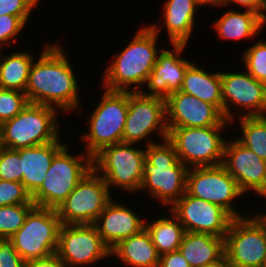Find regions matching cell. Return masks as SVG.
I'll return each instance as SVG.
<instances>
[{"label":"cell","mask_w":266,"mask_h":267,"mask_svg":"<svg viewBox=\"0 0 266 267\" xmlns=\"http://www.w3.org/2000/svg\"><path fill=\"white\" fill-rule=\"evenodd\" d=\"M158 267H190L179 250L160 256Z\"/></svg>","instance_id":"cell-38"},{"label":"cell","mask_w":266,"mask_h":267,"mask_svg":"<svg viewBox=\"0 0 266 267\" xmlns=\"http://www.w3.org/2000/svg\"><path fill=\"white\" fill-rule=\"evenodd\" d=\"M255 220L263 227V229L266 231V213L263 214L262 212L260 213H255L252 215Z\"/></svg>","instance_id":"cell-42"},{"label":"cell","mask_w":266,"mask_h":267,"mask_svg":"<svg viewBox=\"0 0 266 267\" xmlns=\"http://www.w3.org/2000/svg\"><path fill=\"white\" fill-rule=\"evenodd\" d=\"M221 81L226 120L233 122L235 119L231 106L241 107L242 113L237 117L266 116V84L256 80L246 70L244 73L221 72Z\"/></svg>","instance_id":"cell-15"},{"label":"cell","mask_w":266,"mask_h":267,"mask_svg":"<svg viewBox=\"0 0 266 267\" xmlns=\"http://www.w3.org/2000/svg\"><path fill=\"white\" fill-rule=\"evenodd\" d=\"M242 137L237 140L266 161V116L237 117Z\"/></svg>","instance_id":"cell-29"},{"label":"cell","mask_w":266,"mask_h":267,"mask_svg":"<svg viewBox=\"0 0 266 267\" xmlns=\"http://www.w3.org/2000/svg\"><path fill=\"white\" fill-rule=\"evenodd\" d=\"M28 103L25 92L0 88V125L18 115Z\"/></svg>","instance_id":"cell-32"},{"label":"cell","mask_w":266,"mask_h":267,"mask_svg":"<svg viewBox=\"0 0 266 267\" xmlns=\"http://www.w3.org/2000/svg\"><path fill=\"white\" fill-rule=\"evenodd\" d=\"M56 254L66 267H80L111 257V249L103 242L94 224H62Z\"/></svg>","instance_id":"cell-14"},{"label":"cell","mask_w":266,"mask_h":267,"mask_svg":"<svg viewBox=\"0 0 266 267\" xmlns=\"http://www.w3.org/2000/svg\"><path fill=\"white\" fill-rule=\"evenodd\" d=\"M57 113L53 107L28 103L18 115L0 125L1 146L19 149L56 141L61 134Z\"/></svg>","instance_id":"cell-4"},{"label":"cell","mask_w":266,"mask_h":267,"mask_svg":"<svg viewBox=\"0 0 266 267\" xmlns=\"http://www.w3.org/2000/svg\"><path fill=\"white\" fill-rule=\"evenodd\" d=\"M64 50L55 43L43 47L32 63L25 94L29 103L50 106L65 112L80 106L78 82Z\"/></svg>","instance_id":"cell-1"},{"label":"cell","mask_w":266,"mask_h":267,"mask_svg":"<svg viewBox=\"0 0 266 267\" xmlns=\"http://www.w3.org/2000/svg\"><path fill=\"white\" fill-rule=\"evenodd\" d=\"M229 3L244 6L246 10L259 13L262 17L266 10V0H224L223 7Z\"/></svg>","instance_id":"cell-39"},{"label":"cell","mask_w":266,"mask_h":267,"mask_svg":"<svg viewBox=\"0 0 266 267\" xmlns=\"http://www.w3.org/2000/svg\"><path fill=\"white\" fill-rule=\"evenodd\" d=\"M21 159L16 149L1 147L0 149V179L22 183Z\"/></svg>","instance_id":"cell-34"},{"label":"cell","mask_w":266,"mask_h":267,"mask_svg":"<svg viewBox=\"0 0 266 267\" xmlns=\"http://www.w3.org/2000/svg\"><path fill=\"white\" fill-rule=\"evenodd\" d=\"M186 191L194 197L222 207L233 218L246 216L239 213L232 204L244 193L222 164L193 169L190 167L187 172Z\"/></svg>","instance_id":"cell-12"},{"label":"cell","mask_w":266,"mask_h":267,"mask_svg":"<svg viewBox=\"0 0 266 267\" xmlns=\"http://www.w3.org/2000/svg\"><path fill=\"white\" fill-rule=\"evenodd\" d=\"M154 132L162 140L168 137L165 99L146 96L141 92H128V113L123 131V142L137 144L146 139V146H148L156 143L147 139Z\"/></svg>","instance_id":"cell-13"},{"label":"cell","mask_w":266,"mask_h":267,"mask_svg":"<svg viewBox=\"0 0 266 267\" xmlns=\"http://www.w3.org/2000/svg\"><path fill=\"white\" fill-rule=\"evenodd\" d=\"M160 143L145 147L143 181L139 191L147 189L150 196L171 207L186 193L189 168L178 158L167 138Z\"/></svg>","instance_id":"cell-3"},{"label":"cell","mask_w":266,"mask_h":267,"mask_svg":"<svg viewBox=\"0 0 266 267\" xmlns=\"http://www.w3.org/2000/svg\"><path fill=\"white\" fill-rule=\"evenodd\" d=\"M125 265L133 267H158L160 255L149 232L144 228L139 233L121 240L111 249Z\"/></svg>","instance_id":"cell-25"},{"label":"cell","mask_w":266,"mask_h":267,"mask_svg":"<svg viewBox=\"0 0 266 267\" xmlns=\"http://www.w3.org/2000/svg\"><path fill=\"white\" fill-rule=\"evenodd\" d=\"M158 25L143 26L126 48L112 56L102 76L103 88L109 91L141 92L157 61ZM132 85L133 88H132ZM132 88V89H130Z\"/></svg>","instance_id":"cell-2"},{"label":"cell","mask_w":266,"mask_h":267,"mask_svg":"<svg viewBox=\"0 0 266 267\" xmlns=\"http://www.w3.org/2000/svg\"><path fill=\"white\" fill-rule=\"evenodd\" d=\"M180 91L215 105L223 113L221 72H207L192 63L184 74Z\"/></svg>","instance_id":"cell-24"},{"label":"cell","mask_w":266,"mask_h":267,"mask_svg":"<svg viewBox=\"0 0 266 267\" xmlns=\"http://www.w3.org/2000/svg\"><path fill=\"white\" fill-rule=\"evenodd\" d=\"M26 24L18 17L13 15H4L0 17V49L4 44L7 45L12 40L16 42L19 32L24 29ZM7 43V44H6ZM2 45V46H1Z\"/></svg>","instance_id":"cell-36"},{"label":"cell","mask_w":266,"mask_h":267,"mask_svg":"<svg viewBox=\"0 0 266 267\" xmlns=\"http://www.w3.org/2000/svg\"><path fill=\"white\" fill-rule=\"evenodd\" d=\"M198 5L202 8L205 5H213V6H222L224 4V0H196Z\"/></svg>","instance_id":"cell-41"},{"label":"cell","mask_w":266,"mask_h":267,"mask_svg":"<svg viewBox=\"0 0 266 267\" xmlns=\"http://www.w3.org/2000/svg\"><path fill=\"white\" fill-rule=\"evenodd\" d=\"M200 9L196 0H167L163 6V20L169 41L186 44L195 24L196 12Z\"/></svg>","instance_id":"cell-23"},{"label":"cell","mask_w":266,"mask_h":267,"mask_svg":"<svg viewBox=\"0 0 266 267\" xmlns=\"http://www.w3.org/2000/svg\"><path fill=\"white\" fill-rule=\"evenodd\" d=\"M89 118V132L80 137L86 142V153L93 158L103 148L123 142L128 113V92H105Z\"/></svg>","instance_id":"cell-7"},{"label":"cell","mask_w":266,"mask_h":267,"mask_svg":"<svg viewBox=\"0 0 266 267\" xmlns=\"http://www.w3.org/2000/svg\"><path fill=\"white\" fill-rule=\"evenodd\" d=\"M222 165L244 194L249 191L260 196L266 194V161L238 140H226Z\"/></svg>","instance_id":"cell-17"},{"label":"cell","mask_w":266,"mask_h":267,"mask_svg":"<svg viewBox=\"0 0 266 267\" xmlns=\"http://www.w3.org/2000/svg\"><path fill=\"white\" fill-rule=\"evenodd\" d=\"M185 47L186 44H172L173 50H161L145 83L150 91L142 90V94L166 99L171 93L181 90L184 74L192 64L180 56Z\"/></svg>","instance_id":"cell-19"},{"label":"cell","mask_w":266,"mask_h":267,"mask_svg":"<svg viewBox=\"0 0 266 267\" xmlns=\"http://www.w3.org/2000/svg\"><path fill=\"white\" fill-rule=\"evenodd\" d=\"M179 251L190 267L209 266L225 257L224 238L208 233L185 232Z\"/></svg>","instance_id":"cell-22"},{"label":"cell","mask_w":266,"mask_h":267,"mask_svg":"<svg viewBox=\"0 0 266 267\" xmlns=\"http://www.w3.org/2000/svg\"><path fill=\"white\" fill-rule=\"evenodd\" d=\"M35 204H18L0 207V239H9L24 224Z\"/></svg>","instance_id":"cell-30"},{"label":"cell","mask_w":266,"mask_h":267,"mask_svg":"<svg viewBox=\"0 0 266 267\" xmlns=\"http://www.w3.org/2000/svg\"><path fill=\"white\" fill-rule=\"evenodd\" d=\"M263 17L256 12L229 10L213 24L219 38L239 40L253 38L263 27Z\"/></svg>","instance_id":"cell-26"},{"label":"cell","mask_w":266,"mask_h":267,"mask_svg":"<svg viewBox=\"0 0 266 267\" xmlns=\"http://www.w3.org/2000/svg\"><path fill=\"white\" fill-rule=\"evenodd\" d=\"M204 267H232V266L229 264V262L224 257L219 262L212 264V265H209V266H204Z\"/></svg>","instance_id":"cell-43"},{"label":"cell","mask_w":266,"mask_h":267,"mask_svg":"<svg viewBox=\"0 0 266 267\" xmlns=\"http://www.w3.org/2000/svg\"><path fill=\"white\" fill-rule=\"evenodd\" d=\"M165 101L167 127H209L225 120L215 105L185 92L171 93Z\"/></svg>","instance_id":"cell-18"},{"label":"cell","mask_w":266,"mask_h":267,"mask_svg":"<svg viewBox=\"0 0 266 267\" xmlns=\"http://www.w3.org/2000/svg\"><path fill=\"white\" fill-rule=\"evenodd\" d=\"M65 145L66 144L61 142L60 138H58L54 142L43 145L16 149L22 161V184L31 196L43 184L52 159Z\"/></svg>","instance_id":"cell-21"},{"label":"cell","mask_w":266,"mask_h":267,"mask_svg":"<svg viewBox=\"0 0 266 267\" xmlns=\"http://www.w3.org/2000/svg\"><path fill=\"white\" fill-rule=\"evenodd\" d=\"M241 59L246 71L259 82L266 84V41L259 39L243 51Z\"/></svg>","instance_id":"cell-31"},{"label":"cell","mask_w":266,"mask_h":267,"mask_svg":"<svg viewBox=\"0 0 266 267\" xmlns=\"http://www.w3.org/2000/svg\"><path fill=\"white\" fill-rule=\"evenodd\" d=\"M209 127H168L167 139L173 144L178 158L187 167L216 166L223 162L226 124Z\"/></svg>","instance_id":"cell-6"},{"label":"cell","mask_w":266,"mask_h":267,"mask_svg":"<svg viewBox=\"0 0 266 267\" xmlns=\"http://www.w3.org/2000/svg\"><path fill=\"white\" fill-rule=\"evenodd\" d=\"M131 209L112 199L95 221L100 237L110 249L145 228V220Z\"/></svg>","instance_id":"cell-20"},{"label":"cell","mask_w":266,"mask_h":267,"mask_svg":"<svg viewBox=\"0 0 266 267\" xmlns=\"http://www.w3.org/2000/svg\"><path fill=\"white\" fill-rule=\"evenodd\" d=\"M0 267H26L10 239H0Z\"/></svg>","instance_id":"cell-37"},{"label":"cell","mask_w":266,"mask_h":267,"mask_svg":"<svg viewBox=\"0 0 266 267\" xmlns=\"http://www.w3.org/2000/svg\"><path fill=\"white\" fill-rule=\"evenodd\" d=\"M61 225L56 209L34 206L9 239L25 262L44 258L56 253Z\"/></svg>","instance_id":"cell-9"},{"label":"cell","mask_w":266,"mask_h":267,"mask_svg":"<svg viewBox=\"0 0 266 267\" xmlns=\"http://www.w3.org/2000/svg\"><path fill=\"white\" fill-rule=\"evenodd\" d=\"M169 211L178 219L185 232L208 233L225 238L233 217L222 207L186 193Z\"/></svg>","instance_id":"cell-16"},{"label":"cell","mask_w":266,"mask_h":267,"mask_svg":"<svg viewBox=\"0 0 266 267\" xmlns=\"http://www.w3.org/2000/svg\"><path fill=\"white\" fill-rule=\"evenodd\" d=\"M136 145L116 143L103 148L92 158V168L106 181L110 191L113 186L128 193L139 191L143 181L145 148L138 149Z\"/></svg>","instance_id":"cell-8"},{"label":"cell","mask_w":266,"mask_h":267,"mask_svg":"<svg viewBox=\"0 0 266 267\" xmlns=\"http://www.w3.org/2000/svg\"><path fill=\"white\" fill-rule=\"evenodd\" d=\"M68 144L54 156L41 187L32 195L35 206L57 209L92 169L86 153L72 155Z\"/></svg>","instance_id":"cell-5"},{"label":"cell","mask_w":266,"mask_h":267,"mask_svg":"<svg viewBox=\"0 0 266 267\" xmlns=\"http://www.w3.org/2000/svg\"><path fill=\"white\" fill-rule=\"evenodd\" d=\"M169 216L160 217L151 223L145 221V228L149 232L152 242L159 255L179 250L185 229L178 219L170 212Z\"/></svg>","instance_id":"cell-28"},{"label":"cell","mask_w":266,"mask_h":267,"mask_svg":"<svg viewBox=\"0 0 266 267\" xmlns=\"http://www.w3.org/2000/svg\"><path fill=\"white\" fill-rule=\"evenodd\" d=\"M36 5H38L37 0H0V17L18 16L26 24Z\"/></svg>","instance_id":"cell-35"},{"label":"cell","mask_w":266,"mask_h":267,"mask_svg":"<svg viewBox=\"0 0 266 267\" xmlns=\"http://www.w3.org/2000/svg\"><path fill=\"white\" fill-rule=\"evenodd\" d=\"M265 12H266V10H265ZM263 25H266V14H264V16H263Z\"/></svg>","instance_id":"cell-44"},{"label":"cell","mask_w":266,"mask_h":267,"mask_svg":"<svg viewBox=\"0 0 266 267\" xmlns=\"http://www.w3.org/2000/svg\"><path fill=\"white\" fill-rule=\"evenodd\" d=\"M26 267H66L56 253L26 262Z\"/></svg>","instance_id":"cell-40"},{"label":"cell","mask_w":266,"mask_h":267,"mask_svg":"<svg viewBox=\"0 0 266 267\" xmlns=\"http://www.w3.org/2000/svg\"><path fill=\"white\" fill-rule=\"evenodd\" d=\"M111 196L106 181L92 168L56 209L61 224H94Z\"/></svg>","instance_id":"cell-10"},{"label":"cell","mask_w":266,"mask_h":267,"mask_svg":"<svg viewBox=\"0 0 266 267\" xmlns=\"http://www.w3.org/2000/svg\"><path fill=\"white\" fill-rule=\"evenodd\" d=\"M18 204H34L31 194L21 182L0 179V207Z\"/></svg>","instance_id":"cell-33"},{"label":"cell","mask_w":266,"mask_h":267,"mask_svg":"<svg viewBox=\"0 0 266 267\" xmlns=\"http://www.w3.org/2000/svg\"><path fill=\"white\" fill-rule=\"evenodd\" d=\"M224 252L232 267L264 266L266 231L252 214L233 218L224 238Z\"/></svg>","instance_id":"cell-11"},{"label":"cell","mask_w":266,"mask_h":267,"mask_svg":"<svg viewBox=\"0 0 266 267\" xmlns=\"http://www.w3.org/2000/svg\"><path fill=\"white\" fill-rule=\"evenodd\" d=\"M33 58L27 51L0 55V88L25 92Z\"/></svg>","instance_id":"cell-27"},{"label":"cell","mask_w":266,"mask_h":267,"mask_svg":"<svg viewBox=\"0 0 266 267\" xmlns=\"http://www.w3.org/2000/svg\"><path fill=\"white\" fill-rule=\"evenodd\" d=\"M1 147H2V146H1V132H0V149H1Z\"/></svg>","instance_id":"cell-45"}]
</instances>
